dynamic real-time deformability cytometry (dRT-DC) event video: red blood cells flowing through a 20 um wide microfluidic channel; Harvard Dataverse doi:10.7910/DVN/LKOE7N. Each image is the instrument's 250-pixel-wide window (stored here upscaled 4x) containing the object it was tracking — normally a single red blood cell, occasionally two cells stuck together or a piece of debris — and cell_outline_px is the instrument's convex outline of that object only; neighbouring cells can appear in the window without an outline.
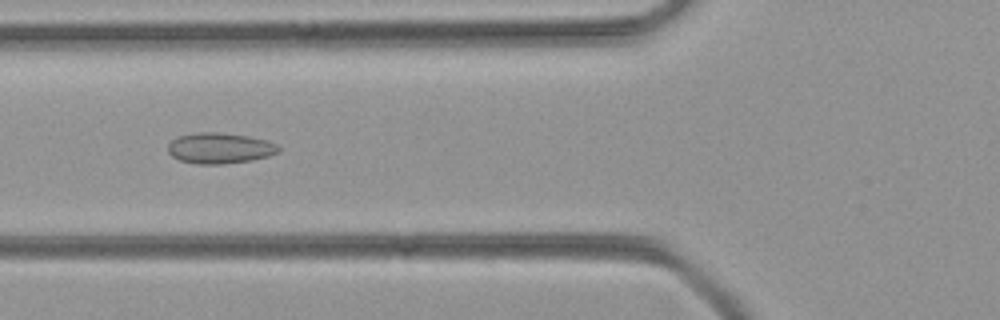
{"species": "common noctule bat (a hibernating species)", "species_latin": "Nyctalus noctula", "temperature_condition": "room temperature", "stored_images_in_passage": 45, "camera_frame_rate_fps": 3000, "um_per_image_px": 0.085, "animal": {"sex": "female", "body_mass_g": 21.9}, "frame": {"image": 1, "passage_image": 14, "time_ms": 4.333, "image_size_px": [1000, 320], "cell_outline_px": [[280, 152], [268, 156], [252, 160], [224, 164], [196, 164], [180, 160], [172, 156], [168, 152], [168, 144], [172, 140], [180, 136], [196, 132], [220, 132], [248, 136], [268, 140], [276, 144], [280, 148]], "centroid_in_image_um": [18.7, 12.59], "position_along_channel_um": 107.1, "area_um2": 19.94}}
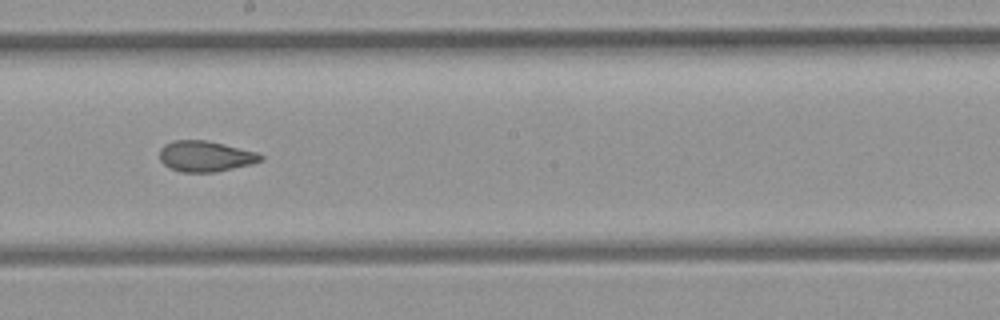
{"frame": {"image": 2, "passage_image": 23, "time_ms": 7.333, "image_size_px": [1000, 320], "cell_outline_px": [[264, 160], [252, 164], [216, 172], [180, 172], [164, 164], [160, 160], [160, 148], [164, 144], [172, 140], [204, 140], [224, 144], [256, 152], [264, 156]], "centroid_in_image_um": [17.47, 13.28], "position_along_channel_um": 230.7, "area_um2": 18.15}}
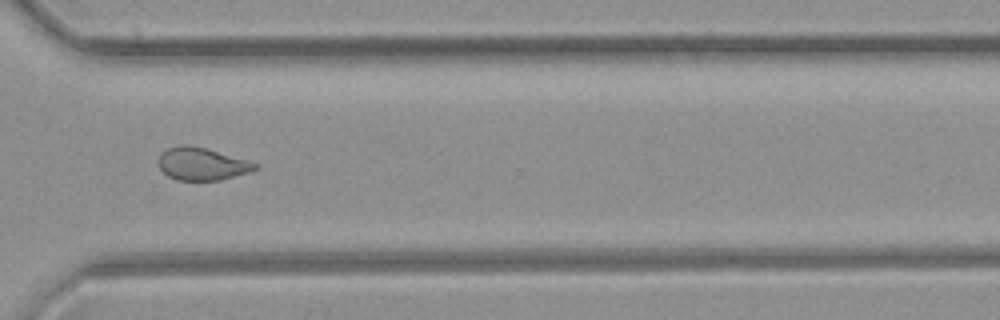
{"frame": {"image": 3, "passage_image": 32, "time_ms": 10.333, "image_size_px": [1000, 320], "cell_outline_px": [[260, 168], [248, 172], [220, 180], [176, 180], [168, 176], [160, 168], [160, 156], [168, 148], [180, 144], [188, 144], [204, 148], [248, 160], [260, 164]], "centroid_in_image_um": [17.2, 13.93], "position_along_channel_um": 353.4, "area_um2": 18.15}}